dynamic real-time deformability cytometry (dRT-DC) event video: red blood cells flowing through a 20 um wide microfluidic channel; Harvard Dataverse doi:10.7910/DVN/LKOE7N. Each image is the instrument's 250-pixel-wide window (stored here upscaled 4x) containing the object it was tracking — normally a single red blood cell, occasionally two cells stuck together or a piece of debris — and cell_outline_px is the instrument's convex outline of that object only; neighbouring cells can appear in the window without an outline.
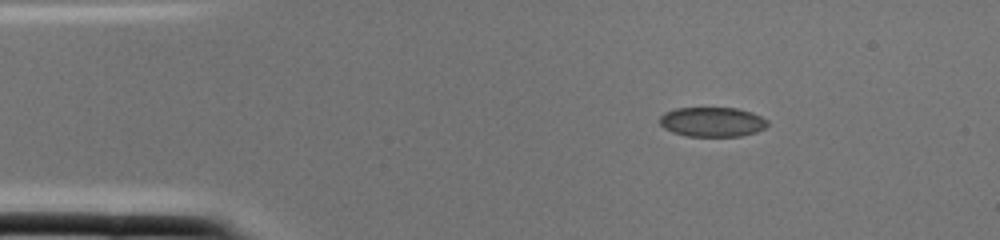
{"species": "common noctule bat (a hibernating species)", "species_latin": "Nyctalus noctula", "temperature_condition": "cold", "stored_images_in_passage": 1, "camera_frame_rate_fps": 3000, "um_per_image_px": 0.085, "animal": {"sex": "female", "body_mass_g": 22.0, "forearm_length_mm": 56.7}, "frame": {"image": 1, "passage_image": 1, "time_ms": 0.0, "image_size_px": [1000, 240], "cell_outline_px": [[768, 124], [764, 128], [756, 132], [740, 136], [684, 136], [672, 132], [664, 128], [656, 120], [664, 112], [676, 108], [736, 108], [752, 112], [768, 120]], "centroid_in_image_um": [60.5, 10.36], "position_along_channel_um": 24.5, "area_um2": 18.79}}